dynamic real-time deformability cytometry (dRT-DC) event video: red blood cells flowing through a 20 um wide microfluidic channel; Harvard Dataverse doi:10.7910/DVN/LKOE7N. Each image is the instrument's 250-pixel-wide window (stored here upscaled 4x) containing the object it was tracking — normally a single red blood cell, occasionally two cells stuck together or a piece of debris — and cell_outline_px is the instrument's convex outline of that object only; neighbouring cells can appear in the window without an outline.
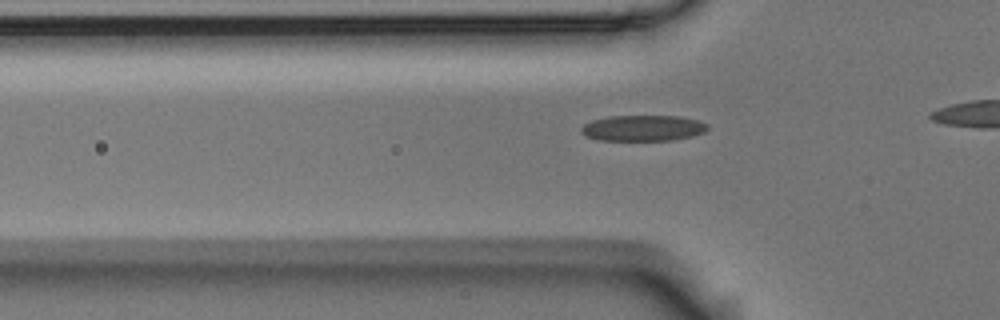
{"species": "Egyptian fruit bat (a non-hibernating species)", "species_latin": "Rousettus aegyptiacus", "temperature_condition": "room temperature", "stored_images_in_passage": 31, "camera_frame_rate_fps": 3000, "um_per_image_px": 0.085, "animal": {"sex": "male"}, "frame": {"image": 1, "passage_image": 4, "time_ms": 1.0, "image_size_px": [1000, 320], "cell_outline_px": [[708, 128], [704, 132], [692, 136], [672, 140], [596, 140], [584, 136], [580, 132], [580, 128], [584, 124], [592, 120], [608, 116], [680, 116], [696, 120], [708, 124]], "centroid_in_image_um": [54.6, 10.89], "position_along_channel_um": 71.2, "area_um2": 19.13}}
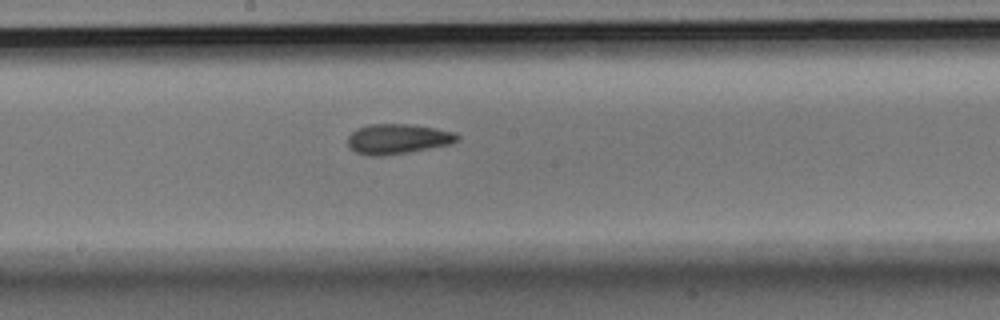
{"frame": {"image": 2, "passage_image": 16, "time_ms": 5.0, "image_size_px": [1000, 320], "cell_outline_px": [[460, 140], [452, 144], [408, 152], [380, 156], [368, 156], [356, 152], [348, 148], [348, 136], [356, 128], [368, 124], [408, 124], [436, 128], [456, 132], [460, 136]], "centroid_in_image_um": [33.82, 11.81], "position_along_channel_um": 214.4, "area_um2": 19.42}}
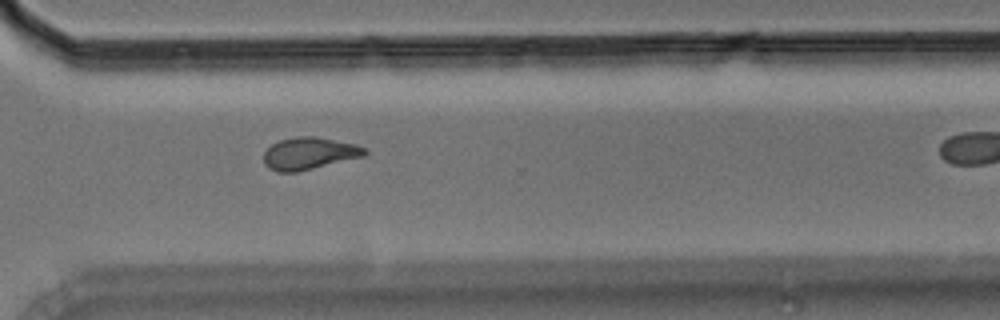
{"frame": {"image": 3, "passage_image": 27, "time_ms": 8.667, "image_size_px": [1000, 320], "cell_outline_px": [[368, 152], [364, 156], [296, 172], [276, 172], [268, 168], [264, 164], [264, 152], [272, 144], [280, 140], [296, 136], [316, 136], [356, 144], [368, 148]], "centroid_in_image_um": [26.29, 13.03], "position_along_channel_um": 344.3, "area_um2": 19.02}}